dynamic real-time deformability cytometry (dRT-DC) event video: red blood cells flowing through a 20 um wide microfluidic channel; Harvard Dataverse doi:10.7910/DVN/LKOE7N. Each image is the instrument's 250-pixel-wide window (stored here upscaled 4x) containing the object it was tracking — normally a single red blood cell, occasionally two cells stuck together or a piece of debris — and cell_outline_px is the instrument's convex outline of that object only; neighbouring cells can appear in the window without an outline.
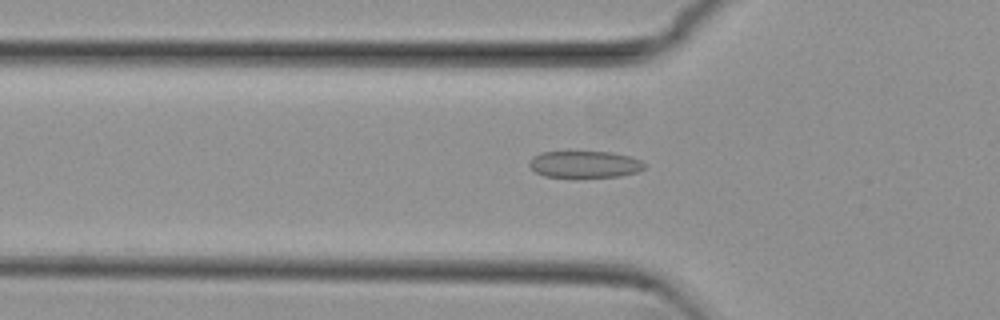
{"species": "common noctule bat (a hibernating species)", "species_latin": "Nyctalus noctula", "temperature_condition": "cold", "stored_images_in_passage": 54, "camera_frame_rate_fps": 3000, "um_per_image_px": 0.085, "animal": {"sex": "female", "body_mass_g": 29.2, "forearm_length_mm": 56.3}, "frame": {"image": 1, "passage_image": 18, "time_ms": 5.667, "image_size_px": [1000, 320], "cell_outline_px": [[644, 168], [636, 172], [620, 176], [572, 180], [544, 176], [536, 172], [528, 164], [532, 156], [540, 152], [612, 152], [632, 156], [640, 160], [644, 164]], "centroid_in_image_um": [49.66, 14.01], "position_along_channel_um": 76.1, "area_um2": 18.79}}
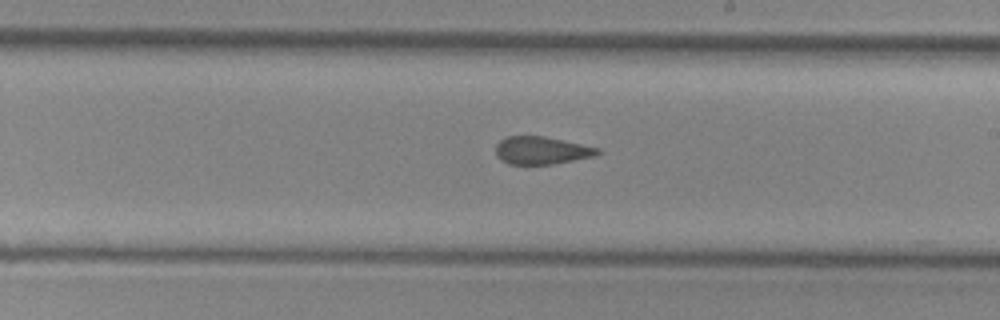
{"frame": {"image": 2, "passage_image": 31, "time_ms": 10.0, "image_size_px": [1000, 320], "cell_outline_px": [[600, 152], [596, 156], [552, 164], [508, 164], [500, 160], [496, 156], [496, 144], [504, 136], [544, 136], [600, 148]], "centroid_in_image_um": [46.0, 12.78], "position_along_channel_um": 243.0, "area_um2": 16.53}}
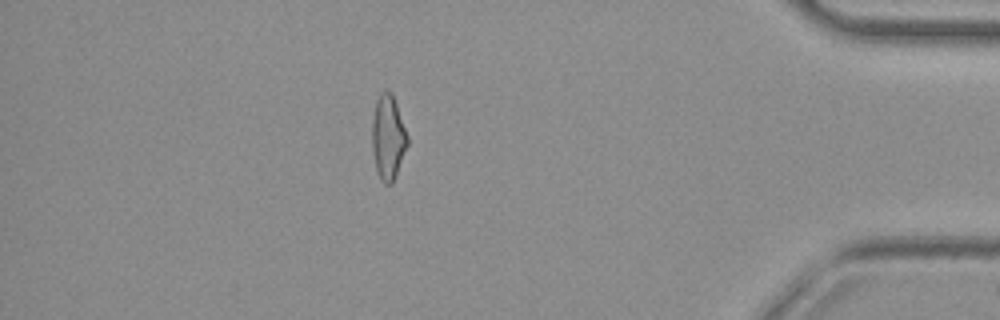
{"frame": {"image": 3, "passage_image": 47, "time_ms": 15.333, "image_size_px": [1000, 320], "cell_outline_px": [[408, 144], [396, 176], [392, 184], [384, 184], [380, 180], [376, 168], [372, 152], [372, 120], [376, 100], [380, 92], [388, 88], [392, 92], [408, 136]], "centroid_in_image_um": [32.98, 11.66], "position_along_channel_um": 402.2, "area_um2": 17.69}, "authors_computed_cell_mechanics": {"area_um2": 18.0914, "velocity_mm_per_s": 3.8377, "shape_relaxation_time_tau1_ms": null, "shape_relaxation_time_tau2_ms": 2.9242, "deformation_change_tau1": null, "deformation_change_tau2": 0.1114}}